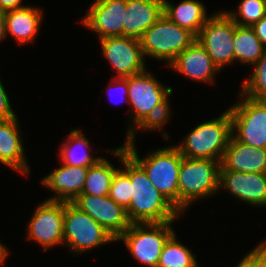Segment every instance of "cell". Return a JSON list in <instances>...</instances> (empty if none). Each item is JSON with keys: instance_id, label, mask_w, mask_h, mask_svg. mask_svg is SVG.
Listing matches in <instances>:
<instances>
[{"instance_id": "1", "label": "cell", "mask_w": 266, "mask_h": 267, "mask_svg": "<svg viewBox=\"0 0 266 267\" xmlns=\"http://www.w3.org/2000/svg\"><path fill=\"white\" fill-rule=\"evenodd\" d=\"M173 87H166L152 71L145 70L128 77L129 121L125 139L136 137L140 132L162 130V137L170 140L163 127L170 122ZM131 120V121H130Z\"/></svg>"}, {"instance_id": "2", "label": "cell", "mask_w": 266, "mask_h": 267, "mask_svg": "<svg viewBox=\"0 0 266 267\" xmlns=\"http://www.w3.org/2000/svg\"><path fill=\"white\" fill-rule=\"evenodd\" d=\"M120 161L129 175L131 201L126 209L132 223H164L176 221L182 214L150 182L144 169L126 152L123 145L105 149Z\"/></svg>"}, {"instance_id": "3", "label": "cell", "mask_w": 266, "mask_h": 267, "mask_svg": "<svg viewBox=\"0 0 266 267\" xmlns=\"http://www.w3.org/2000/svg\"><path fill=\"white\" fill-rule=\"evenodd\" d=\"M136 137L124 139L126 152L144 169L153 186L179 210V168L182 155L173 145L138 155Z\"/></svg>"}, {"instance_id": "4", "label": "cell", "mask_w": 266, "mask_h": 267, "mask_svg": "<svg viewBox=\"0 0 266 267\" xmlns=\"http://www.w3.org/2000/svg\"><path fill=\"white\" fill-rule=\"evenodd\" d=\"M174 146L183 157L221 161L232 135V119L228 108L219 115L196 125Z\"/></svg>"}, {"instance_id": "5", "label": "cell", "mask_w": 266, "mask_h": 267, "mask_svg": "<svg viewBox=\"0 0 266 267\" xmlns=\"http://www.w3.org/2000/svg\"><path fill=\"white\" fill-rule=\"evenodd\" d=\"M220 161L182 157L179 168V212L183 215L194 202L219 195Z\"/></svg>"}, {"instance_id": "6", "label": "cell", "mask_w": 266, "mask_h": 267, "mask_svg": "<svg viewBox=\"0 0 266 267\" xmlns=\"http://www.w3.org/2000/svg\"><path fill=\"white\" fill-rule=\"evenodd\" d=\"M116 242V239L91 216L72 202H64L63 245L73 256Z\"/></svg>"}, {"instance_id": "7", "label": "cell", "mask_w": 266, "mask_h": 267, "mask_svg": "<svg viewBox=\"0 0 266 267\" xmlns=\"http://www.w3.org/2000/svg\"><path fill=\"white\" fill-rule=\"evenodd\" d=\"M195 40L191 32L170 21L164 14L139 38L145 58L167 62L166 67Z\"/></svg>"}, {"instance_id": "8", "label": "cell", "mask_w": 266, "mask_h": 267, "mask_svg": "<svg viewBox=\"0 0 266 267\" xmlns=\"http://www.w3.org/2000/svg\"><path fill=\"white\" fill-rule=\"evenodd\" d=\"M174 222L132 223L116 242H123L140 264L157 267L165 243L175 233Z\"/></svg>"}, {"instance_id": "9", "label": "cell", "mask_w": 266, "mask_h": 267, "mask_svg": "<svg viewBox=\"0 0 266 267\" xmlns=\"http://www.w3.org/2000/svg\"><path fill=\"white\" fill-rule=\"evenodd\" d=\"M238 94L237 102L228 106L232 135L246 145L266 149V100Z\"/></svg>"}, {"instance_id": "10", "label": "cell", "mask_w": 266, "mask_h": 267, "mask_svg": "<svg viewBox=\"0 0 266 267\" xmlns=\"http://www.w3.org/2000/svg\"><path fill=\"white\" fill-rule=\"evenodd\" d=\"M236 23L223 11L213 12L196 39L221 70L234 64L233 38Z\"/></svg>"}, {"instance_id": "11", "label": "cell", "mask_w": 266, "mask_h": 267, "mask_svg": "<svg viewBox=\"0 0 266 267\" xmlns=\"http://www.w3.org/2000/svg\"><path fill=\"white\" fill-rule=\"evenodd\" d=\"M26 227V239L33 240L43 252L63 246L64 202L44 200L34 209Z\"/></svg>"}, {"instance_id": "12", "label": "cell", "mask_w": 266, "mask_h": 267, "mask_svg": "<svg viewBox=\"0 0 266 267\" xmlns=\"http://www.w3.org/2000/svg\"><path fill=\"white\" fill-rule=\"evenodd\" d=\"M103 58L108 60L113 77H130L147 70L145 56L140 41L133 37H107L99 39Z\"/></svg>"}, {"instance_id": "13", "label": "cell", "mask_w": 266, "mask_h": 267, "mask_svg": "<svg viewBox=\"0 0 266 267\" xmlns=\"http://www.w3.org/2000/svg\"><path fill=\"white\" fill-rule=\"evenodd\" d=\"M72 203L91 216L116 240L131 226L127 210L113 201L109 195L79 194Z\"/></svg>"}, {"instance_id": "14", "label": "cell", "mask_w": 266, "mask_h": 267, "mask_svg": "<svg viewBox=\"0 0 266 267\" xmlns=\"http://www.w3.org/2000/svg\"><path fill=\"white\" fill-rule=\"evenodd\" d=\"M80 22L85 28L94 31L97 38L122 36L125 26L126 0H95L90 4Z\"/></svg>"}, {"instance_id": "15", "label": "cell", "mask_w": 266, "mask_h": 267, "mask_svg": "<svg viewBox=\"0 0 266 267\" xmlns=\"http://www.w3.org/2000/svg\"><path fill=\"white\" fill-rule=\"evenodd\" d=\"M219 189L253 208L266 207V173L220 171Z\"/></svg>"}, {"instance_id": "16", "label": "cell", "mask_w": 266, "mask_h": 267, "mask_svg": "<svg viewBox=\"0 0 266 267\" xmlns=\"http://www.w3.org/2000/svg\"><path fill=\"white\" fill-rule=\"evenodd\" d=\"M167 67L173 69V72L175 71L192 81L204 83V85L208 83L214 85L217 81L215 78L220 73V69L197 39Z\"/></svg>"}, {"instance_id": "17", "label": "cell", "mask_w": 266, "mask_h": 267, "mask_svg": "<svg viewBox=\"0 0 266 267\" xmlns=\"http://www.w3.org/2000/svg\"><path fill=\"white\" fill-rule=\"evenodd\" d=\"M88 168L70 166L61 162L60 167L41 179V185L53 193L46 200L72 202L83 191Z\"/></svg>"}, {"instance_id": "18", "label": "cell", "mask_w": 266, "mask_h": 267, "mask_svg": "<svg viewBox=\"0 0 266 267\" xmlns=\"http://www.w3.org/2000/svg\"><path fill=\"white\" fill-rule=\"evenodd\" d=\"M18 116L0 121V163L26 177L31 175ZM25 151V152H24Z\"/></svg>"}, {"instance_id": "19", "label": "cell", "mask_w": 266, "mask_h": 267, "mask_svg": "<svg viewBox=\"0 0 266 267\" xmlns=\"http://www.w3.org/2000/svg\"><path fill=\"white\" fill-rule=\"evenodd\" d=\"M220 171L266 173V149L246 145L231 135L220 161Z\"/></svg>"}, {"instance_id": "20", "label": "cell", "mask_w": 266, "mask_h": 267, "mask_svg": "<svg viewBox=\"0 0 266 267\" xmlns=\"http://www.w3.org/2000/svg\"><path fill=\"white\" fill-rule=\"evenodd\" d=\"M43 12L42 7L31 4L7 11L5 16L6 38L8 35L12 36V39L20 46L34 43L44 19Z\"/></svg>"}, {"instance_id": "21", "label": "cell", "mask_w": 266, "mask_h": 267, "mask_svg": "<svg viewBox=\"0 0 266 267\" xmlns=\"http://www.w3.org/2000/svg\"><path fill=\"white\" fill-rule=\"evenodd\" d=\"M122 36L139 39L163 15V0H126Z\"/></svg>"}, {"instance_id": "22", "label": "cell", "mask_w": 266, "mask_h": 267, "mask_svg": "<svg viewBox=\"0 0 266 267\" xmlns=\"http://www.w3.org/2000/svg\"><path fill=\"white\" fill-rule=\"evenodd\" d=\"M163 0V14L172 22L191 32L195 37L211 17L200 0H182L178 4Z\"/></svg>"}, {"instance_id": "23", "label": "cell", "mask_w": 266, "mask_h": 267, "mask_svg": "<svg viewBox=\"0 0 266 267\" xmlns=\"http://www.w3.org/2000/svg\"><path fill=\"white\" fill-rule=\"evenodd\" d=\"M63 141L58 147V157L63 164L90 167L103 158L91 153V142L80 128L71 129Z\"/></svg>"}, {"instance_id": "24", "label": "cell", "mask_w": 266, "mask_h": 267, "mask_svg": "<svg viewBox=\"0 0 266 267\" xmlns=\"http://www.w3.org/2000/svg\"><path fill=\"white\" fill-rule=\"evenodd\" d=\"M266 47L250 26L236 24L233 38L234 63L253 66L265 53Z\"/></svg>"}, {"instance_id": "25", "label": "cell", "mask_w": 266, "mask_h": 267, "mask_svg": "<svg viewBox=\"0 0 266 267\" xmlns=\"http://www.w3.org/2000/svg\"><path fill=\"white\" fill-rule=\"evenodd\" d=\"M119 166L115 167L108 158H101L96 164L90 166L87 171L86 181L81 194L95 196H107L114 174Z\"/></svg>"}, {"instance_id": "26", "label": "cell", "mask_w": 266, "mask_h": 267, "mask_svg": "<svg viewBox=\"0 0 266 267\" xmlns=\"http://www.w3.org/2000/svg\"><path fill=\"white\" fill-rule=\"evenodd\" d=\"M176 234L165 243L157 267H200L193 252L178 241Z\"/></svg>"}, {"instance_id": "27", "label": "cell", "mask_w": 266, "mask_h": 267, "mask_svg": "<svg viewBox=\"0 0 266 267\" xmlns=\"http://www.w3.org/2000/svg\"><path fill=\"white\" fill-rule=\"evenodd\" d=\"M251 68L252 74L241 82L239 91L255 100H266V51Z\"/></svg>"}, {"instance_id": "28", "label": "cell", "mask_w": 266, "mask_h": 267, "mask_svg": "<svg viewBox=\"0 0 266 267\" xmlns=\"http://www.w3.org/2000/svg\"><path fill=\"white\" fill-rule=\"evenodd\" d=\"M236 10H223L237 25L252 27L266 15L265 0H241Z\"/></svg>"}, {"instance_id": "29", "label": "cell", "mask_w": 266, "mask_h": 267, "mask_svg": "<svg viewBox=\"0 0 266 267\" xmlns=\"http://www.w3.org/2000/svg\"><path fill=\"white\" fill-rule=\"evenodd\" d=\"M131 186L129 175L119 167L112 179L109 197L117 204L127 209L132 196Z\"/></svg>"}, {"instance_id": "30", "label": "cell", "mask_w": 266, "mask_h": 267, "mask_svg": "<svg viewBox=\"0 0 266 267\" xmlns=\"http://www.w3.org/2000/svg\"><path fill=\"white\" fill-rule=\"evenodd\" d=\"M109 82H110L109 83L110 85L107 86V88H108L107 89V92H108L107 94L112 96L111 101H115L114 98H113V94L116 92V95L120 93L121 96H122V98H121V96L119 94L120 99L118 98L119 100L116 101V102H118V103L119 102L120 103H122V102L129 103V100H128V77H126V78H123V77H112V80L109 81Z\"/></svg>"}, {"instance_id": "31", "label": "cell", "mask_w": 266, "mask_h": 267, "mask_svg": "<svg viewBox=\"0 0 266 267\" xmlns=\"http://www.w3.org/2000/svg\"><path fill=\"white\" fill-rule=\"evenodd\" d=\"M3 84L0 78V121L10 120L18 116L12 108L9 95Z\"/></svg>"}, {"instance_id": "32", "label": "cell", "mask_w": 266, "mask_h": 267, "mask_svg": "<svg viewBox=\"0 0 266 267\" xmlns=\"http://www.w3.org/2000/svg\"><path fill=\"white\" fill-rule=\"evenodd\" d=\"M249 267H266V239L249 250Z\"/></svg>"}, {"instance_id": "33", "label": "cell", "mask_w": 266, "mask_h": 267, "mask_svg": "<svg viewBox=\"0 0 266 267\" xmlns=\"http://www.w3.org/2000/svg\"><path fill=\"white\" fill-rule=\"evenodd\" d=\"M256 36L266 47V15L252 26Z\"/></svg>"}, {"instance_id": "34", "label": "cell", "mask_w": 266, "mask_h": 267, "mask_svg": "<svg viewBox=\"0 0 266 267\" xmlns=\"http://www.w3.org/2000/svg\"><path fill=\"white\" fill-rule=\"evenodd\" d=\"M24 0H0V9L2 11H10L13 9L22 8L28 4H23Z\"/></svg>"}, {"instance_id": "35", "label": "cell", "mask_w": 266, "mask_h": 267, "mask_svg": "<svg viewBox=\"0 0 266 267\" xmlns=\"http://www.w3.org/2000/svg\"><path fill=\"white\" fill-rule=\"evenodd\" d=\"M5 16L6 12L0 9V43L3 39L6 40Z\"/></svg>"}, {"instance_id": "36", "label": "cell", "mask_w": 266, "mask_h": 267, "mask_svg": "<svg viewBox=\"0 0 266 267\" xmlns=\"http://www.w3.org/2000/svg\"><path fill=\"white\" fill-rule=\"evenodd\" d=\"M0 241V266L1 265H5V261L7 260L8 256H9V250L8 248L5 246V244Z\"/></svg>"}, {"instance_id": "37", "label": "cell", "mask_w": 266, "mask_h": 267, "mask_svg": "<svg viewBox=\"0 0 266 267\" xmlns=\"http://www.w3.org/2000/svg\"><path fill=\"white\" fill-rule=\"evenodd\" d=\"M235 267H249V252L243 255L242 259Z\"/></svg>"}]
</instances>
